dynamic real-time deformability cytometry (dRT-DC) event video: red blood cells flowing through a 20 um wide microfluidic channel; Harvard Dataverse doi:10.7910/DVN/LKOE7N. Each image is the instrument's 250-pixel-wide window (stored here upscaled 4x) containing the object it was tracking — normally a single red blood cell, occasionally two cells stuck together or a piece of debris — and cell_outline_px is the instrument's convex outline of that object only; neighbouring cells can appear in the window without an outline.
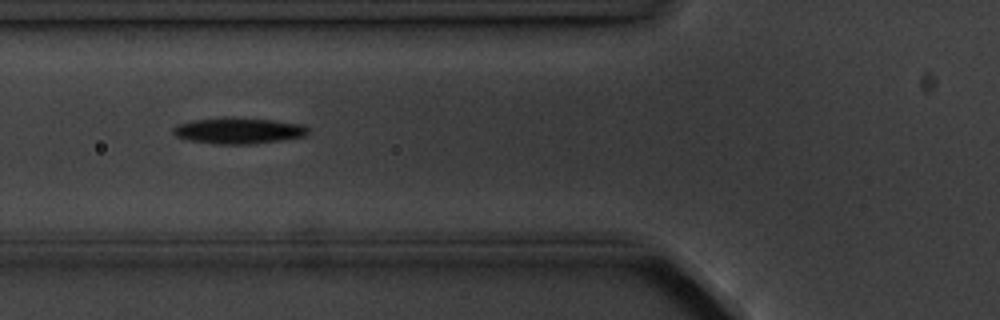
{"species": "common noctule bat (a hibernating species)", "species_latin": "Nyctalus noctula", "temperature_condition": "cold", "stored_images_in_passage": 6, "camera_frame_rate_fps": 3000, "um_per_image_px": 0.085, "animal": {"sex": "male", "body_mass_g": 20.1, "forearm_length_mm": 53.5}, "frame": {"image": 1, "passage_image": 4, "time_ms": 3.333, "image_size_px": [1000, 320], "cell_outline_px": [[308, 132], [304, 136], [280, 140], [252, 144], [216, 144], [188, 140], [176, 136], [172, 132], [172, 128], [176, 124], [192, 120], [272, 120], [304, 124], [308, 128]], "centroid_in_image_um": [20.26, 11.15], "position_along_channel_um": 105.5, "area_um2": 19.59}}